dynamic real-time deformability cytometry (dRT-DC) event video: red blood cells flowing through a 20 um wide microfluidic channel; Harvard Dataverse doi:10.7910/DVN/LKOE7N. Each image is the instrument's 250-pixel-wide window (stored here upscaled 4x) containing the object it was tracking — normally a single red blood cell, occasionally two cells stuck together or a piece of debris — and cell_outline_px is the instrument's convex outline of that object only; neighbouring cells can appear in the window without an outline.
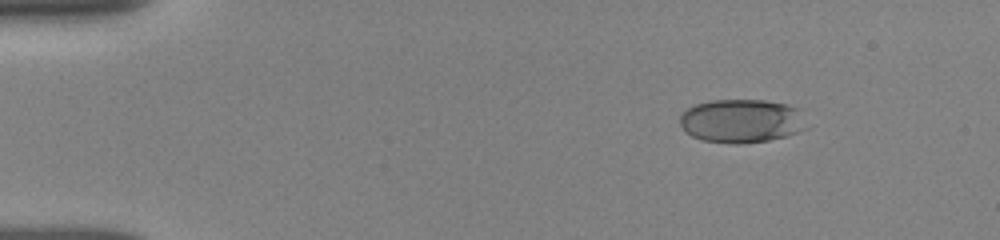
{"species": "human", "species_latin": "Homo sapiens", "temperature_condition": "room temperature", "stored_images_in_passage": 20, "camera_frame_rate_fps": 3000, "um_per_image_px": 0.085, "donor": {"sex": "female"}, "frame": {"image": 1, "passage_image": 2, "time_ms": 1.333, "image_size_px": [1000, 240], "cell_outline_px": [[812, 128], [800, 132], [768, 140], [744, 144], [732, 144], [704, 140], [692, 136], [684, 132], [680, 124], [680, 112], [696, 104], [712, 100], [764, 100], [788, 104], [796, 108]], "centroid_in_image_um": [63.05, 10.29], "position_along_channel_um": 21.9, "area_um2": 32.66}}
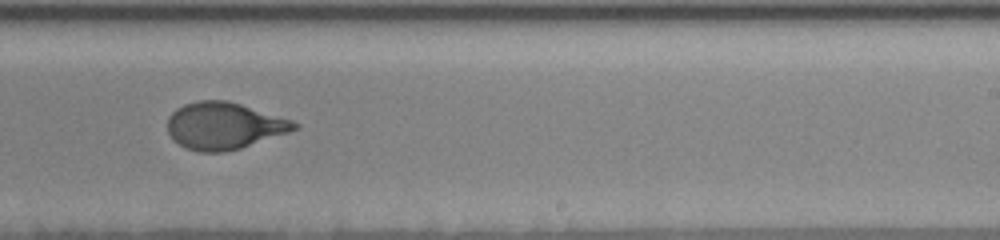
{"frame": {"image": 2, "passage_image": 12, "time_ms": 10.0, "image_size_px": [1000, 240], "cell_outline_px": [[300, 128], [240, 148], [224, 152], [200, 152], [184, 148], [172, 140], [168, 132], [168, 116], [176, 108], [184, 104], [200, 100], [228, 100], [292, 120], [300, 124]], "centroid_in_image_um": [19.01, 10.69], "position_along_channel_um": 270.0, "area_um2": 34.74}}
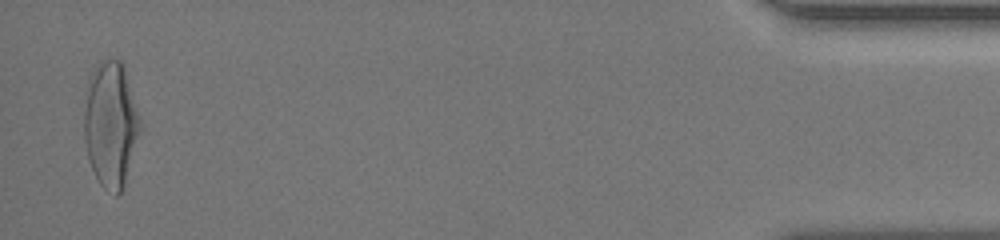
{"frame": {"image": 3, "passage_image": 20, "time_ms": 16.0, "image_size_px": [1000, 240], "cell_outline_px": [[140, 128], [124, 184], [120, 192], [116, 196], [104, 188], [100, 184], [88, 160], [84, 140], [84, 112], [88, 80], [92, 72], [104, 60], [120, 60], [124, 64], [140, 120]], "centroid_in_image_um": [9.39, 10.57], "position_along_channel_um": 425.8, "area_um2": 40.29}, "authors_computed_cell_mechanics": {"area_um2": 34.7667, "velocity_mm_per_s": 3.9021, "shape_relaxation_time_tau1_ms": 4.7035, "shape_relaxation_time_tau2_ms": null, "deformation_change_tau1": 0.1731, "deformation_change_tau2": null}}